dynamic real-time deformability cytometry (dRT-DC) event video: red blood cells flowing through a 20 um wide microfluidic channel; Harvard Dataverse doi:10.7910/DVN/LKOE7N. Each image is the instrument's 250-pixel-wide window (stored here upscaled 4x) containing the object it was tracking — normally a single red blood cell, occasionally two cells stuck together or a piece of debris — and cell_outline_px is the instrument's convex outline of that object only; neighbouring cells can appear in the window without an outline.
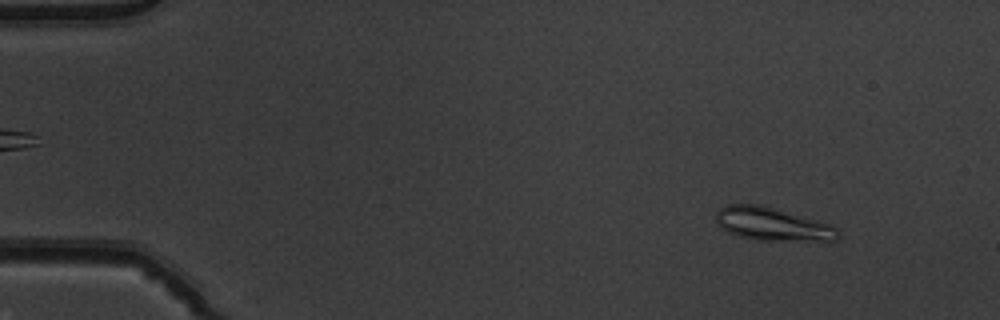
{"species": "common noctule bat (a hibernating species)", "species_latin": "Nyctalus noctula", "temperature_condition": "warm", "stored_images_in_passage": 52, "camera_frame_rate_fps": 3000, "um_per_image_px": 0.085, "animal": {"sex": "male", "body_mass_g": 19.5, "forearm_length_mm": 54.6}, "frame": {"image": 1, "passage_image": 5, "time_ms": 1.333, "image_size_px": [1000, 320], "cell_outline_px": [[840, 236], [836, 240], [752, 240], [736, 236], [728, 232], [716, 220], [716, 212], [720, 208], [728, 204], [760, 204], [832, 224], [840, 232]], "centroid_in_image_um": [65.66, 19.05], "position_along_channel_um": 19.3, "area_um2": 23.52}}
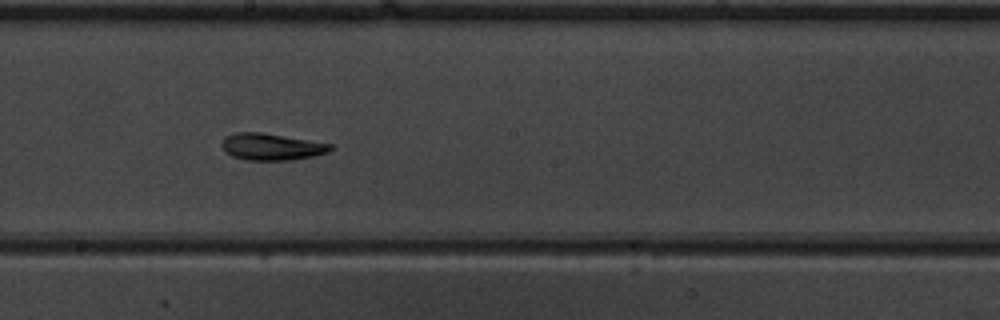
{"frame": {"image": 2, "passage_image": 29, "time_ms": 9.333, "image_size_px": [1000, 320], "cell_outline_px": [[332, 148], [328, 152], [316, 156], [292, 160], [248, 160], [232, 156], [224, 152], [220, 144], [224, 136], [236, 132], [260, 132], [332, 144]], "centroid_in_image_um": [23.03, 12.48], "position_along_channel_um": 225.2, "area_um2": 17.05}}
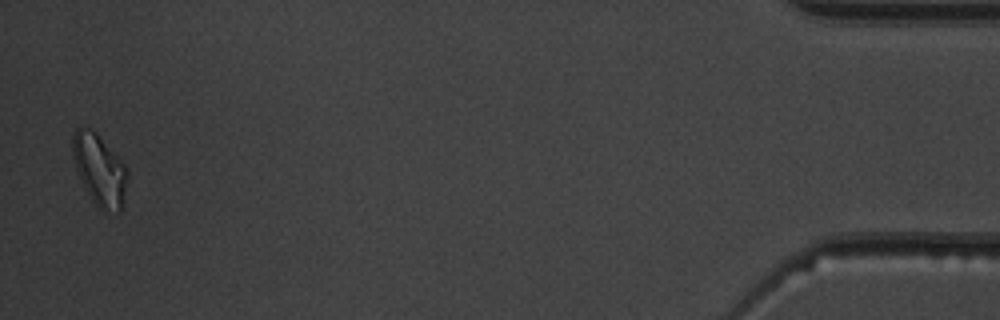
{"frame": {"image": 3, "passage_image": 51, "time_ms": 16.667, "image_size_px": [1000, 320], "cell_outline_px": [[128, 180], [120, 212], [116, 212], [100, 208], [92, 200], [84, 188], [76, 168], [72, 152], [72, 136], [76, 128], [92, 128], [96, 132], [124, 164], [128, 172]], "centroid_in_image_um": [8.45, 14.42], "position_along_channel_um": 426.7, "area_um2": 22.48}, "authors_computed_cell_mechanics": {"area_um2": 17.8313, "velocity_mm_per_s": 3.8802, "shape_relaxation_time_tau1_ms": 7.6123, "shape_relaxation_time_tau2_ms": 6.5754, "deformation_change_tau1": 0.1977, "deformation_change_tau2": 0.1519}}